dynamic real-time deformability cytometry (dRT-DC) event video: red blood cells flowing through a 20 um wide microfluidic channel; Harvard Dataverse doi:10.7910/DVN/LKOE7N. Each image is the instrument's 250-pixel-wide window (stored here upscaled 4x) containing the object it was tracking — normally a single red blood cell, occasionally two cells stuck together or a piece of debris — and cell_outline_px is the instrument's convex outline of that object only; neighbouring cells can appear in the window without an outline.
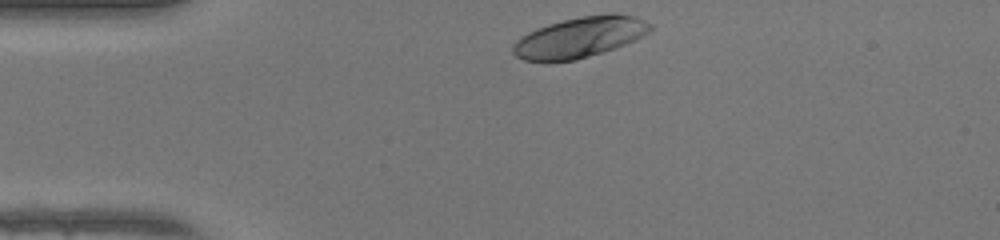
{"species": "human", "species_latin": "Homo sapiens", "temperature_condition": "warm", "stored_images_in_passage": 30, "camera_frame_rate_fps": 3000, "um_per_image_px": 0.085, "donor": {"sex": "female"}, "frame": {"image": 1, "passage_image": 1, "time_ms": 0.0, "image_size_px": [1000, 240], "cell_outline_px": [[652, 28], [648, 32], [624, 44], [576, 60], [524, 60], [516, 56], [512, 52], [512, 44], [516, 40], [528, 32], [536, 28], [548, 24], [580, 16], [612, 12], [616, 12], [636, 16], [652, 24]], "centroid_in_image_um": [49.27, 3.13], "position_along_channel_um": 35.7, "area_um2": 32.08}}
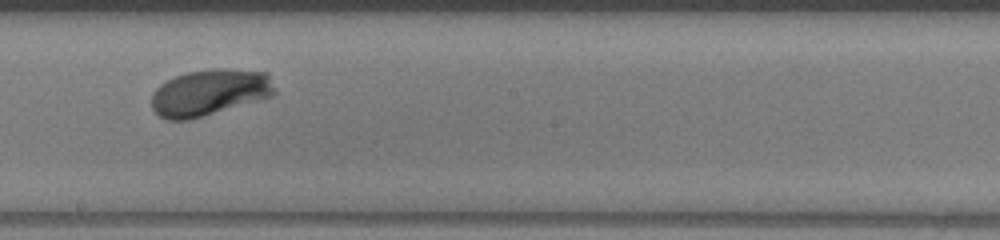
{"frame": {"image": 2, "passage_image": 18, "time_ms": 5.667, "image_size_px": [1000, 240], "cell_outline_px": [[276, 92], [272, 96], [188, 120], [168, 120], [160, 116], [152, 108], [152, 92], [160, 84], [176, 76], [188, 72], [216, 68], [268, 72], [276, 88]], "centroid_in_image_um": [17.82, 7.85], "position_along_channel_um": 230.4, "area_um2": 33.06}}
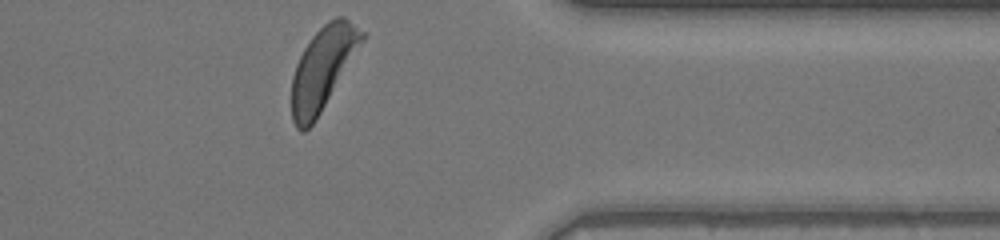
{"frame": {"image": 3, "passage_image": 30, "time_ms": 9.667, "image_size_px": [1000, 240], "cell_outline_px": [[368, 36], [320, 112], [312, 124], [304, 132], [300, 132], [296, 128], [292, 120], [292, 76], [296, 64], [304, 48], [312, 36], [328, 20], [336, 16], [344, 16], [368, 32]], "centroid_in_image_um": [27.48, 5.75], "position_along_channel_um": 383.9, "area_um2": 33.99}, "authors_computed_cell_mechanics": {"area_um2": 32.1946, "velocity_mm_per_s": 4.1737, "shape_relaxation_time_tau1_ms": 1.975, "shape_relaxation_time_tau2_ms": null, "deformation_change_tau1": 0.1415, "deformation_change_tau2": null}}